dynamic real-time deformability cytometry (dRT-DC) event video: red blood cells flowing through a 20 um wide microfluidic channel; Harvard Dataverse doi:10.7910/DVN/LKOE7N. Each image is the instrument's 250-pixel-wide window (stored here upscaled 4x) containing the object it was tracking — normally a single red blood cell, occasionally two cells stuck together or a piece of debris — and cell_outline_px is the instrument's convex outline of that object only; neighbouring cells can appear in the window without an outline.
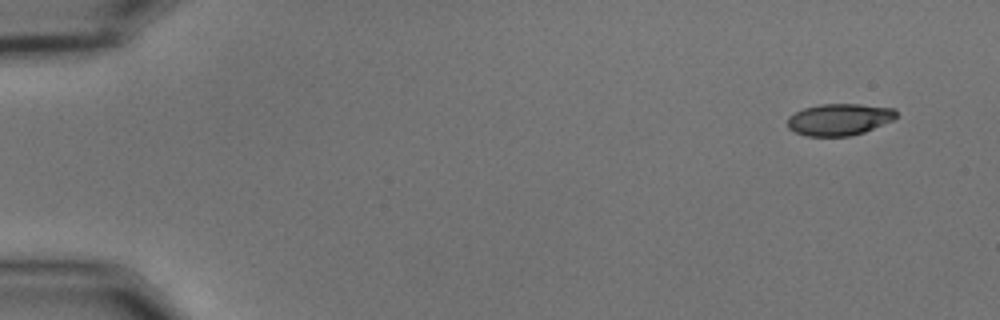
{"species": "common noctule bat (a hibernating species)", "species_latin": "Nyctalus noctula", "temperature_condition": "cold", "stored_images_in_passage": 53, "camera_frame_rate_fps": 3000, "um_per_image_px": 0.085, "animal": {"sex": "male", "body_mass_g": 15.6}, "frame": {"image": 1, "passage_image": 1, "time_ms": 0.0, "image_size_px": [1000, 320], "cell_outline_px": [[896, 116], [892, 120], [864, 132], [848, 136], [808, 136], [796, 132], [788, 128], [788, 116], [804, 108], [820, 104], [860, 104], [896, 108]], "centroid_in_image_um": [71.34, 10.14], "position_along_channel_um": 13.7, "area_um2": 20.0}}
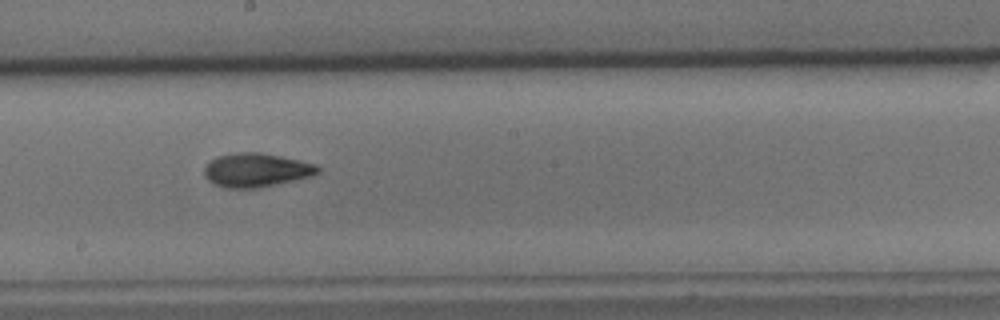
{"frame": {"image": 2, "passage_image": 29, "time_ms": 9.333, "image_size_px": [1000, 320], "cell_outline_px": [[320, 172], [312, 176], [260, 188], [228, 188], [212, 184], [204, 176], [204, 168], [216, 156], [236, 152], [260, 152], [300, 160], [316, 164], [320, 168]], "centroid_in_image_um": [21.78, 14.46], "position_along_channel_um": 226.4, "area_um2": 22.54}}
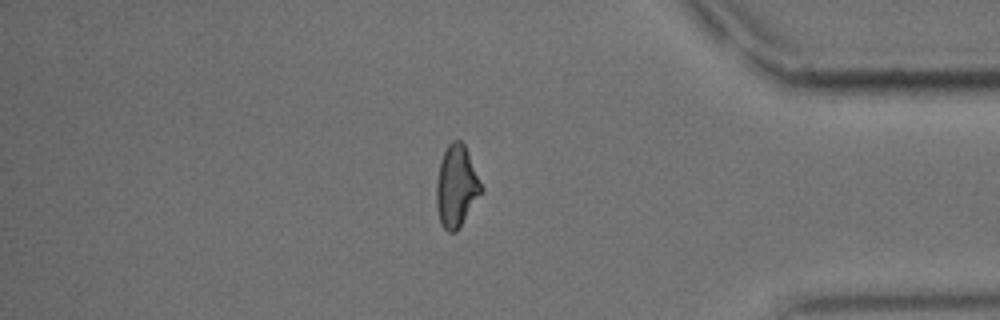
{"frame": {"image": 3, "passage_image": 45, "time_ms": 14.667, "image_size_px": [1000, 320], "cell_outline_px": [[484, 188], [460, 228], [456, 232], [448, 232], [440, 224], [436, 208], [436, 180], [440, 160], [448, 144], [452, 140], [460, 140], [464, 144], [468, 152]], "centroid_in_image_um": [38.78, 15.85], "position_along_channel_um": 396.4, "area_um2": 21.62}, "authors_computed_cell_mechanics": {"area_um2": 21.3282, "velocity_mm_per_s": 3.6368, "shape_relaxation_time_tau1_ms": 4.5194, "shape_relaxation_time_tau2_ms": 3.2433, "deformation_change_tau1": 0.1504, "deformation_change_tau2": 0.0909}}